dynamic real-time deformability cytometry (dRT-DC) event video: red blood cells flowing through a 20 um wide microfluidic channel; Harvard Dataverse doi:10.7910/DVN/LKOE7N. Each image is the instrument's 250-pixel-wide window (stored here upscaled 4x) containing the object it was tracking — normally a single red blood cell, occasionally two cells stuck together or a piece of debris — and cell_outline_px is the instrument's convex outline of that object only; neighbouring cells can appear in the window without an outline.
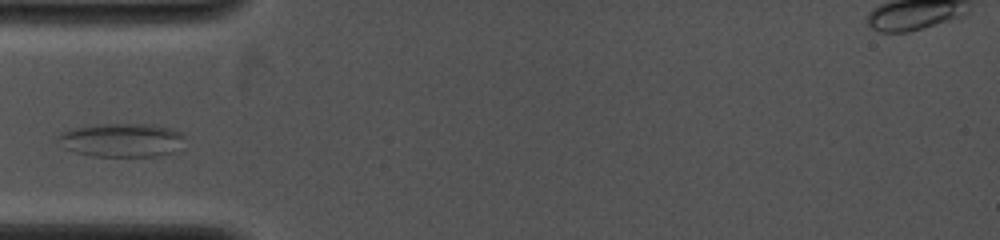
{"species": "common noctule bat (a hibernating species)", "species_latin": "Nyctalus noctula", "temperature_condition": "cold", "stored_images_in_passage": 20, "camera_frame_rate_fps": 4000, "um_per_image_px": 0.085, "animal": {"sex": "female", "body_mass_g": 19.0, "forearm_length_mm": 53.3}, "frame": {"image": 1, "passage_image": 2, "time_ms": 0.75, "image_size_px": [1000, 240], "cell_outline_px": [[184, 136], [172, 152], [152, 156], [92, 156], [76, 152], [64, 148], [56, 136], [60, 132], [72, 128], [96, 124], [152, 124], [172, 128], [180, 132]], "centroid_in_image_um": [10.27, 11.89], "position_along_channel_um": 74.7, "area_um2": 24.62}}
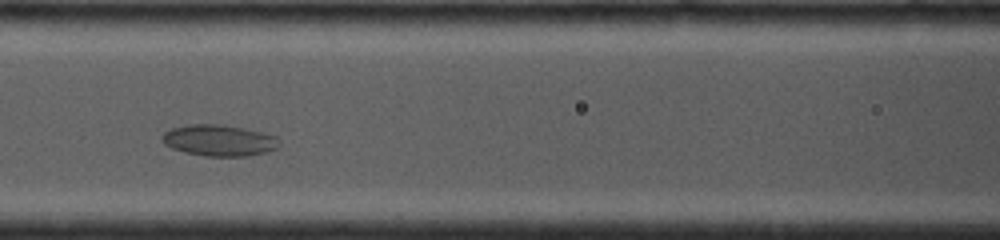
{"frame": {"image": 2, "passage_image": 4, "time_ms": 2.5, "image_size_px": [1000, 240], "cell_outline_px": [[280, 144], [276, 148], [264, 152], [248, 156], [204, 156], [184, 152], [172, 148], [164, 144], [164, 132], [172, 128], [188, 124], [224, 124], [244, 128], [276, 136], [280, 140]], "centroid_in_image_um": [18.63, 11.93], "position_along_channel_um": 148.0, "area_um2": 21.27}}
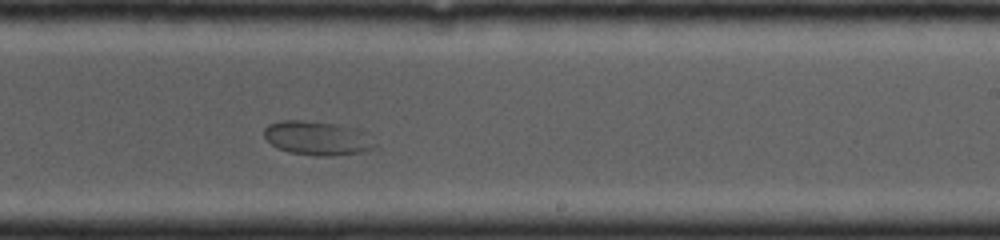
{"frame": {"image": 3, "passage_image": 10, "time_ms": 5.25, "image_size_px": [1000, 240], "cell_outline_px": [[376, 148], [364, 152], [336, 156], [316, 156], [288, 152], [276, 148], [264, 136], [264, 128], [268, 124], [280, 120], [304, 120], [336, 124], [368, 132], [376, 144]], "centroid_in_image_um": [27.0, 11.75], "position_along_channel_um": 262.0, "area_um2": 22.37}}